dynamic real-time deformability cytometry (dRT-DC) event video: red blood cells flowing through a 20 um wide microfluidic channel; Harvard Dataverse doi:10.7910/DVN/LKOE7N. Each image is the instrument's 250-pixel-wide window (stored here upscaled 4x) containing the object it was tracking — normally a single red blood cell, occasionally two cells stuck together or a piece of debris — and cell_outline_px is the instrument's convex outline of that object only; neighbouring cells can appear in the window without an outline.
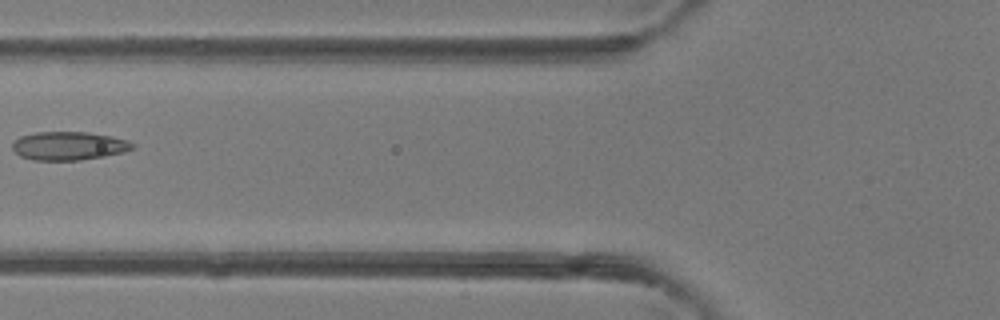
{"species": "common noctule bat (a hibernating species)", "species_latin": "Nyctalus noctula", "temperature_condition": "room temperature", "stored_images_in_passage": 6, "camera_frame_rate_fps": 3000, "um_per_image_px": 0.085, "animal": {"sex": "female"}, "frame": {"image": 1, "passage_image": 6, "time_ms": 5.667, "image_size_px": [1000, 320], "cell_outline_px": [[136, 148], [124, 152], [104, 156], [80, 160], [32, 160], [20, 156], [12, 148], [12, 144], [20, 136], [36, 132], [88, 132], [112, 136], [128, 140], [136, 144]], "centroid_in_image_um": [5.89, 12.39], "position_along_channel_um": 119.9, "area_um2": 20.06}}